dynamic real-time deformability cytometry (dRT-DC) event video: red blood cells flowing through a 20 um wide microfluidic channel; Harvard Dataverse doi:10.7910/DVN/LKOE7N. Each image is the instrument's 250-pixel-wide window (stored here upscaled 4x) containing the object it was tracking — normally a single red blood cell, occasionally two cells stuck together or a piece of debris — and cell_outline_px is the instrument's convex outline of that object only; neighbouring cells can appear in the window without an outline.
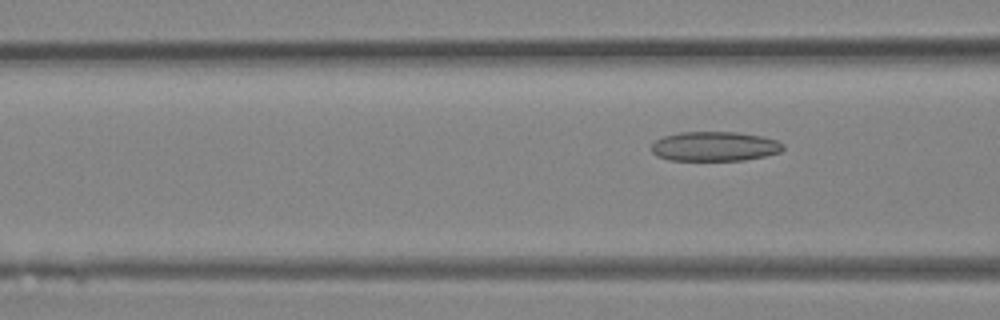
{"species": "Egyptian fruit bat (a non-hibernating species)", "species_latin": "Rousettus aegyptiacus", "temperature_condition": "room temperature", "stored_images_in_passage": 5, "camera_frame_rate_fps": 3000, "um_per_image_px": 0.085, "animal": {"sex": "female"}, "frame": {"image": 1, "passage_image": 5, "time_ms": 4.667, "image_size_px": [1000, 320], "cell_outline_px": [[784, 148], [780, 152], [764, 156], [744, 160], [668, 160], [656, 156], [652, 152], [652, 144], [656, 140], [664, 136], [680, 132], [736, 132], [760, 136], [776, 140], [784, 144]], "centroid_in_image_um": [60.73, 12.44], "position_along_channel_um": 105.9, "area_um2": 22.6}}